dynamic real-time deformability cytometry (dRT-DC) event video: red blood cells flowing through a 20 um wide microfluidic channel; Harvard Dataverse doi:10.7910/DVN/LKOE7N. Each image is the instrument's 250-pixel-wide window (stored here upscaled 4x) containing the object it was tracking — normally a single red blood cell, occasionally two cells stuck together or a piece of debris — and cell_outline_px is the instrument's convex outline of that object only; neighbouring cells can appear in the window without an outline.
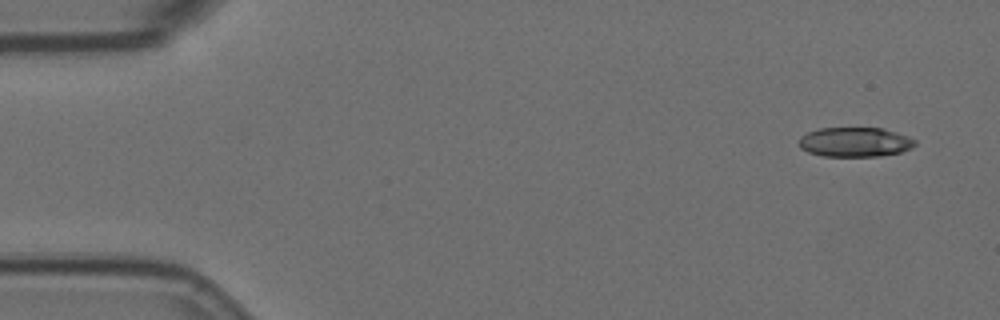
{"species": "Egyptian fruit bat (a non-hibernating species)", "species_latin": "Rousettus aegyptiacus", "temperature_condition": "room temperature", "stored_images_in_passage": 4, "camera_frame_rate_fps": 3000, "um_per_image_px": 0.085, "animal": {"sex": "female"}, "frame": {"image": 1, "passage_image": 1, "time_ms": 0.0, "image_size_px": [1000, 320], "cell_outline_px": [[916, 144], [912, 148], [900, 152], [880, 156], [824, 156], [808, 152], [800, 148], [800, 136], [808, 132], [820, 128], [880, 128], [896, 132], [908, 136], [916, 140]], "centroid_in_image_um": [72.68, 12.07], "position_along_channel_um": 12.3, "area_um2": 19.94}}